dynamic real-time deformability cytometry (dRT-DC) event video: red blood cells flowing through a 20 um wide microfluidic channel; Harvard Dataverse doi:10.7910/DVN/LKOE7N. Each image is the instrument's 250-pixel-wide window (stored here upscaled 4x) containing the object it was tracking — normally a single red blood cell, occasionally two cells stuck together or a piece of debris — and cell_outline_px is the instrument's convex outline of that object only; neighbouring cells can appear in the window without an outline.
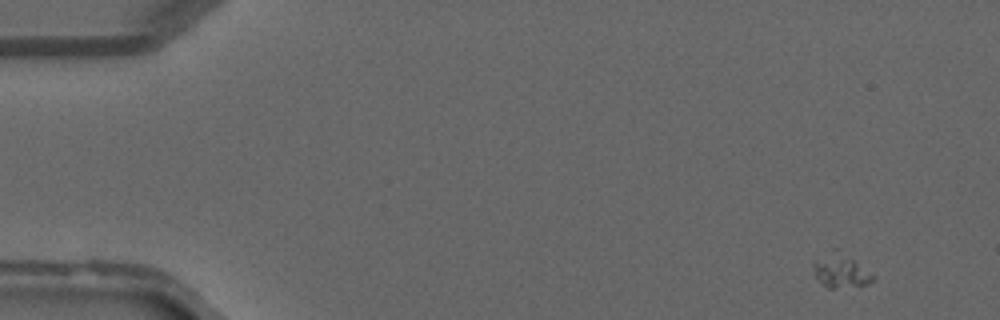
{"species": "common noctule bat (a hibernating species)", "species_latin": "Nyctalus noctula", "temperature_condition": "warm", "stored_images_in_passage": 39, "camera_frame_rate_fps": 3000, "um_per_image_px": 0.085, "animal": {"sex": "male", "forearm_length_mm": 52.5}, "frame": {"image": 1, "passage_image": 1, "time_ms": 0.0, "image_size_px": [1000, 320], "cell_outline_px": [[876, 276], [868, 284], [836, 288], [828, 288], [816, 276], [812, 268], [812, 264], [832, 248], [840, 248]], "centroid_in_image_um": [71.48, 22.97], "position_along_channel_um": 13.5, "area_um2": 11.79}}
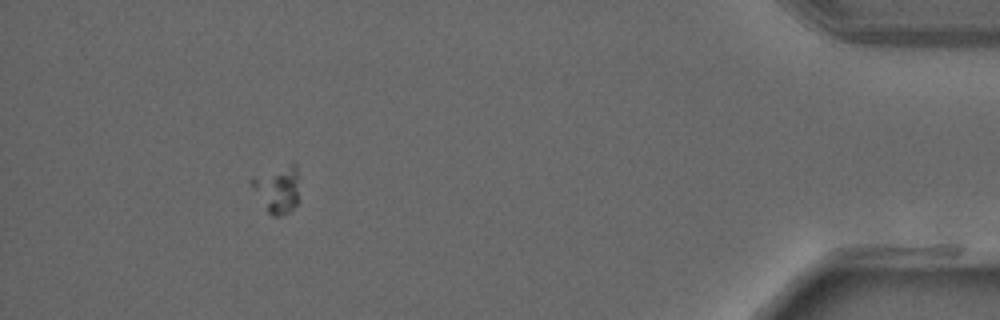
{"frame": {"image": 2, "passage_image": 36, "time_ms": 11.667, "image_size_px": [1000, 320], "cell_outline_px": [[300, 200], [288, 212], [280, 216], [272, 216], [268, 212], [248, 180], [252, 176], [292, 164], [296, 164]], "centroid_in_image_um": [23.6, 16.09], "position_along_channel_um": 411.6, "area_um2": 12.95}}